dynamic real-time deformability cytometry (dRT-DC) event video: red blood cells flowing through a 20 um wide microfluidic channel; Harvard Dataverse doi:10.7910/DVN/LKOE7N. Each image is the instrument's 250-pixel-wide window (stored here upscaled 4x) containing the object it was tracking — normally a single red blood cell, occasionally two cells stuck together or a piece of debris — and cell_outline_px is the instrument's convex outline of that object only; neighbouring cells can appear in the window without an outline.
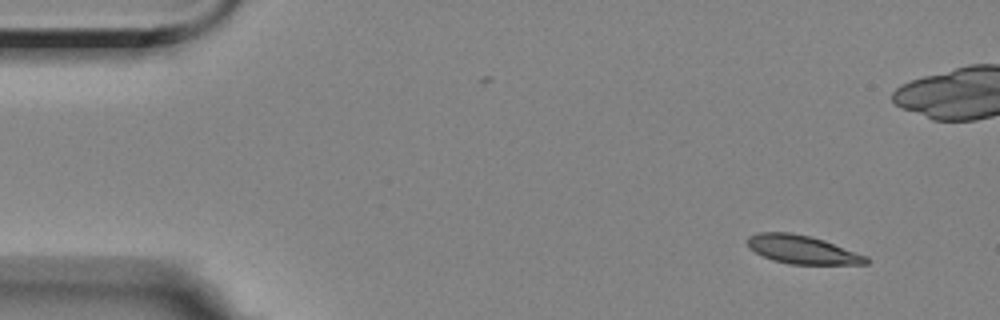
{"species": "Egyptian fruit bat (a non-hibernating species)", "species_latin": "Rousettus aegyptiacus", "temperature_condition": "room temperature", "stored_images_in_passage": 54, "camera_frame_rate_fps": 3000, "um_per_image_px": 0.085, "animal": {"sex": "female"}, "frame": {"image": 1, "passage_image": 1, "time_ms": 0.0, "image_size_px": [1000, 320], "cell_outline_px": [[868, 264], [788, 264], [772, 260], [756, 252], [748, 244], [748, 236], [760, 232], [792, 232], [824, 240], [868, 256]], "centroid_in_image_um": [68.22, 21.21], "position_along_channel_um": 16.8, "area_um2": 19.48}}
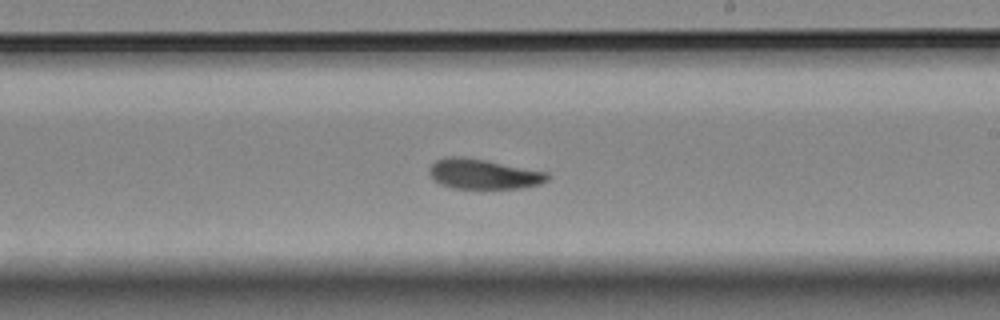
{"frame": {"image": 2, "passage_image": 29, "time_ms": 9.333, "image_size_px": [1000, 320], "cell_outline_px": [[548, 180], [540, 184], [524, 188], [452, 188], [440, 184], [432, 180], [428, 176], [428, 168], [436, 160], [448, 156], [460, 156], [484, 160], [548, 172]], "centroid_in_image_um": [41.04, 14.8], "position_along_channel_um": 248.0, "area_um2": 20.75}}
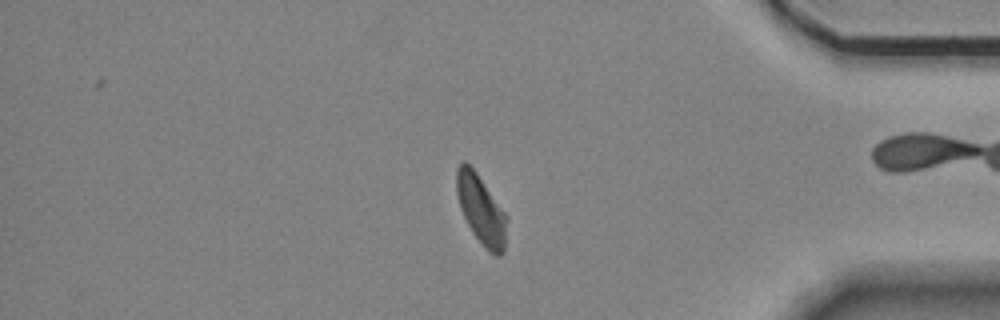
{"frame": {"image": 3, "passage_image": 44, "time_ms": 14.333, "image_size_px": [1000, 320], "cell_outline_px": [[508, 216], [504, 252], [500, 256], [496, 256], [488, 252], [484, 248], [472, 232], [460, 208], [456, 192], [456, 168], [464, 160], [476, 172]], "centroid_in_image_um": [40.9, 17.86], "position_along_channel_um": 394.3, "area_um2": 20.35}, "authors_computed_cell_mechanics": {"area_um2": 20.6346, "velocity_mm_per_s": 3.4834, "shape_relaxation_time_tau1_ms": 5.1743, "shape_relaxation_time_tau2_ms": 2.1626, "deformation_change_tau1": 0.1555, "deformation_change_tau2": 0.0785}}